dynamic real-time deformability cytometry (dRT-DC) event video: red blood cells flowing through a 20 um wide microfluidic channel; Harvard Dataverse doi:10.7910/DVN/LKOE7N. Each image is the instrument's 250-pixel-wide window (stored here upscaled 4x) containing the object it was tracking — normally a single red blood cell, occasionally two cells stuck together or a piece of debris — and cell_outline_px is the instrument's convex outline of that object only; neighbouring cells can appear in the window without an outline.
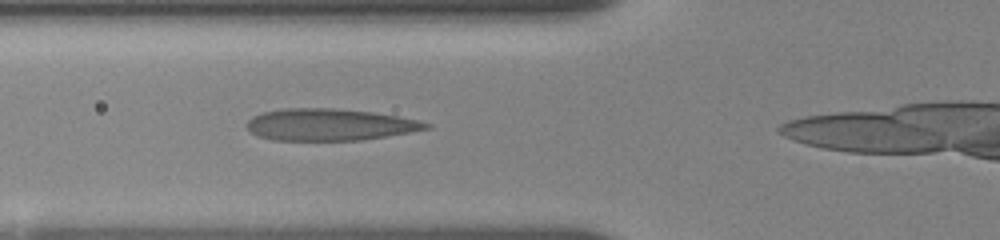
{"species": "human", "species_latin": "Homo sapiens", "temperature_condition": "room temperature", "stored_images_in_passage": 9, "camera_frame_rate_fps": 3000, "um_per_image_px": 0.085, "donor": {"sex": "female"}, "frame": {"image": 1, "passage_image": 8, "time_ms": 4.0, "image_size_px": [1000, 240], "cell_outline_px": [[432, 128], [360, 140], [272, 140], [260, 136], [252, 132], [244, 124], [252, 116], [264, 112], [284, 108], [332, 108], [372, 112], [420, 120], [432, 124]], "centroid_in_image_um": [28.01, 10.59], "position_along_channel_um": 97.8, "area_um2": 33.06}}